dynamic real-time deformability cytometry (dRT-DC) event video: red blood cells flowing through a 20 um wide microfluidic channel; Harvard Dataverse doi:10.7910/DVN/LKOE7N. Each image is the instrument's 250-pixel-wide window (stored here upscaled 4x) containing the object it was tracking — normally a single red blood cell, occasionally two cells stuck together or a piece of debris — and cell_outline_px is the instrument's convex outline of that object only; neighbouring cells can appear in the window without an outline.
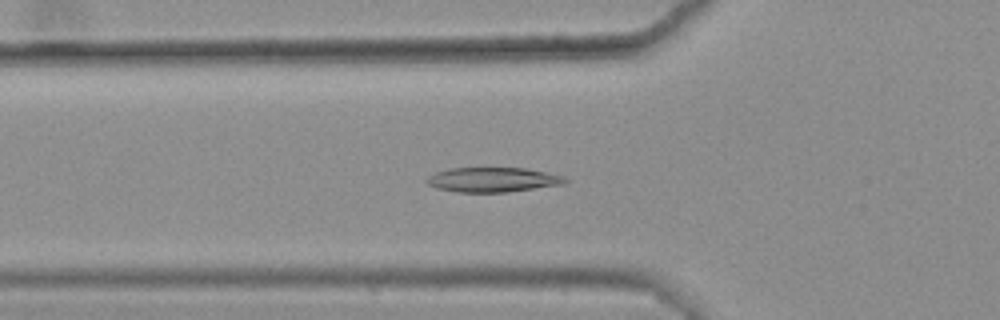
{"species": "common noctule bat (a hibernating species)", "species_latin": "Nyctalus noctula", "temperature_condition": "warm", "stored_images_in_passage": 48, "camera_frame_rate_fps": 3000, "um_per_image_px": 0.085, "animal": {"sex": "female", "body_mass_g": 25.1}, "frame": {"image": 1, "passage_image": 20, "time_ms": 6.333, "image_size_px": [1000, 320], "cell_outline_px": [[568, 180], [564, 184], [508, 192], [456, 192], [436, 188], [428, 184], [424, 180], [428, 176], [436, 172], [448, 168], [528, 168], [564, 176]], "centroid_in_image_um": [41.87, 15.27], "position_along_channel_um": 83.9, "area_um2": 20.0}}
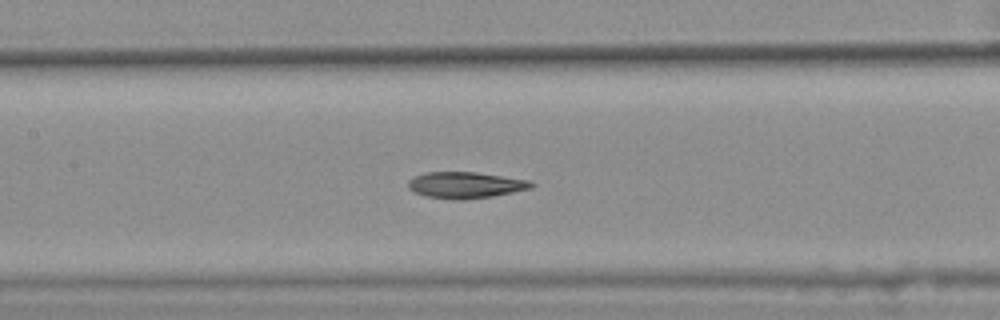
{"frame": {"image": 2, "passage_image": 27, "time_ms": 8.667, "image_size_px": [1000, 320], "cell_outline_px": [[536, 184], [532, 188], [492, 196], [464, 200], [456, 200], [428, 196], [416, 192], [408, 188], [408, 180], [424, 172], [476, 172], [532, 180]], "centroid_in_image_um": [39.62, 15.72], "position_along_channel_um": 167.8, "area_um2": 18.9}}
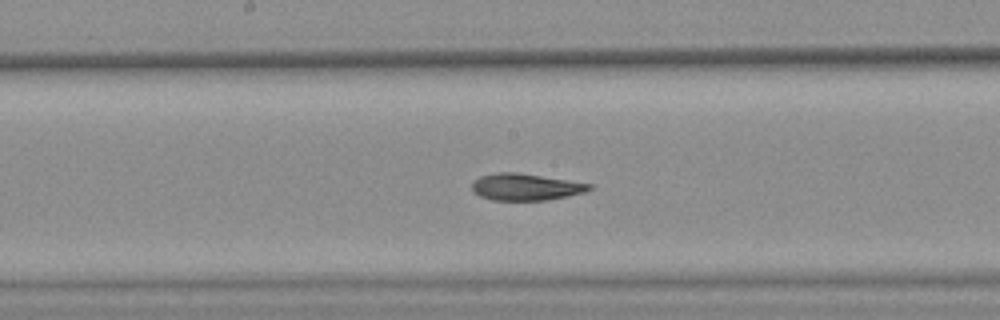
{"frame": {"image": 3, "passage_image": 30, "time_ms": 9.667, "image_size_px": [1000, 320], "cell_outline_px": [[592, 188], [584, 192], [568, 196], [544, 200], [492, 200], [480, 196], [472, 192], [472, 180], [480, 176], [496, 172], [516, 172], [568, 180], [592, 184]], "centroid_in_image_um": [44.63, 15.88], "position_along_channel_um": 203.6, "area_um2": 18.32}, "authors_computed_cell_mechanics": {"area_um2": 19.2474, "velocity_mm_per_s": 3.5843, "shape_relaxation_time_tau1_ms": null, "shape_relaxation_time_tau2_ms": 4.5302, "deformation_change_tau1": null, "deformation_change_tau2": 0.1077}}